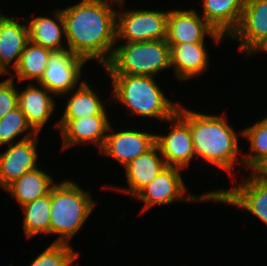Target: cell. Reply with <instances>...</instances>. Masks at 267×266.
<instances>
[{
  "label": "cell",
  "mask_w": 267,
  "mask_h": 266,
  "mask_svg": "<svg viewBox=\"0 0 267 266\" xmlns=\"http://www.w3.org/2000/svg\"><path fill=\"white\" fill-rule=\"evenodd\" d=\"M119 0H80L61 9L65 23L67 48L84 60L110 61L116 41Z\"/></svg>",
  "instance_id": "1"
},
{
  "label": "cell",
  "mask_w": 267,
  "mask_h": 266,
  "mask_svg": "<svg viewBox=\"0 0 267 266\" xmlns=\"http://www.w3.org/2000/svg\"><path fill=\"white\" fill-rule=\"evenodd\" d=\"M177 113L189 124L195 157L233 176L234 166H243L238 134L222 115L204 114L182 105ZM241 158H239L240 156ZM239 158V159H238Z\"/></svg>",
  "instance_id": "2"
},
{
  "label": "cell",
  "mask_w": 267,
  "mask_h": 266,
  "mask_svg": "<svg viewBox=\"0 0 267 266\" xmlns=\"http://www.w3.org/2000/svg\"><path fill=\"white\" fill-rule=\"evenodd\" d=\"M111 82V97L125 105L129 113L141 118H156L165 121L178 110L180 103H174L163 93L155 77L127 74H107Z\"/></svg>",
  "instance_id": "3"
},
{
  "label": "cell",
  "mask_w": 267,
  "mask_h": 266,
  "mask_svg": "<svg viewBox=\"0 0 267 266\" xmlns=\"http://www.w3.org/2000/svg\"><path fill=\"white\" fill-rule=\"evenodd\" d=\"M96 204L90 193L74 180L56 182L51 187L50 210V235H59L54 242L69 243Z\"/></svg>",
  "instance_id": "4"
},
{
  "label": "cell",
  "mask_w": 267,
  "mask_h": 266,
  "mask_svg": "<svg viewBox=\"0 0 267 266\" xmlns=\"http://www.w3.org/2000/svg\"><path fill=\"white\" fill-rule=\"evenodd\" d=\"M104 67L107 74L155 77L171 68L170 46L166 39L125 42L115 46L110 61Z\"/></svg>",
  "instance_id": "5"
},
{
  "label": "cell",
  "mask_w": 267,
  "mask_h": 266,
  "mask_svg": "<svg viewBox=\"0 0 267 266\" xmlns=\"http://www.w3.org/2000/svg\"><path fill=\"white\" fill-rule=\"evenodd\" d=\"M124 2L125 0H119L116 5L118 7L117 43L118 41L122 42V40L125 42H143L166 39L169 10L123 9Z\"/></svg>",
  "instance_id": "6"
},
{
  "label": "cell",
  "mask_w": 267,
  "mask_h": 266,
  "mask_svg": "<svg viewBox=\"0 0 267 266\" xmlns=\"http://www.w3.org/2000/svg\"><path fill=\"white\" fill-rule=\"evenodd\" d=\"M180 168L167 166L149 184L143 187L134 197L144 203L142 213L154 205H166L179 201L209 202L213 197L209 192L202 195H186V185ZM185 194V195H184Z\"/></svg>",
  "instance_id": "7"
},
{
  "label": "cell",
  "mask_w": 267,
  "mask_h": 266,
  "mask_svg": "<svg viewBox=\"0 0 267 266\" xmlns=\"http://www.w3.org/2000/svg\"><path fill=\"white\" fill-rule=\"evenodd\" d=\"M86 62L69 49L52 51L43 76L37 84L44 86L55 96L64 97L84 82L81 77Z\"/></svg>",
  "instance_id": "8"
},
{
  "label": "cell",
  "mask_w": 267,
  "mask_h": 266,
  "mask_svg": "<svg viewBox=\"0 0 267 266\" xmlns=\"http://www.w3.org/2000/svg\"><path fill=\"white\" fill-rule=\"evenodd\" d=\"M231 188L213 190V202L236 206L253 214L267 226V183L259 181L252 173Z\"/></svg>",
  "instance_id": "9"
},
{
  "label": "cell",
  "mask_w": 267,
  "mask_h": 266,
  "mask_svg": "<svg viewBox=\"0 0 267 266\" xmlns=\"http://www.w3.org/2000/svg\"><path fill=\"white\" fill-rule=\"evenodd\" d=\"M166 121L171 124L167 135L156 134L161 155L167 166L188 169L195 160L190 126L177 112Z\"/></svg>",
  "instance_id": "10"
},
{
  "label": "cell",
  "mask_w": 267,
  "mask_h": 266,
  "mask_svg": "<svg viewBox=\"0 0 267 266\" xmlns=\"http://www.w3.org/2000/svg\"><path fill=\"white\" fill-rule=\"evenodd\" d=\"M194 9H172L167 17V37L169 45L205 42L209 35L216 44L225 37L215 31Z\"/></svg>",
  "instance_id": "11"
},
{
  "label": "cell",
  "mask_w": 267,
  "mask_h": 266,
  "mask_svg": "<svg viewBox=\"0 0 267 266\" xmlns=\"http://www.w3.org/2000/svg\"><path fill=\"white\" fill-rule=\"evenodd\" d=\"M155 144V133L152 134L135 129H124L115 132L112 125H110L99 154L111 157L125 167L136 157L151 149Z\"/></svg>",
  "instance_id": "12"
},
{
  "label": "cell",
  "mask_w": 267,
  "mask_h": 266,
  "mask_svg": "<svg viewBox=\"0 0 267 266\" xmlns=\"http://www.w3.org/2000/svg\"><path fill=\"white\" fill-rule=\"evenodd\" d=\"M111 123L108 115H94L79 119H60L56 122L63 140V149L81 144H96L101 150Z\"/></svg>",
  "instance_id": "13"
},
{
  "label": "cell",
  "mask_w": 267,
  "mask_h": 266,
  "mask_svg": "<svg viewBox=\"0 0 267 266\" xmlns=\"http://www.w3.org/2000/svg\"><path fill=\"white\" fill-rule=\"evenodd\" d=\"M39 134L7 145L0 154V187L6 189L23 174L39 167L37 165V143Z\"/></svg>",
  "instance_id": "14"
},
{
  "label": "cell",
  "mask_w": 267,
  "mask_h": 266,
  "mask_svg": "<svg viewBox=\"0 0 267 266\" xmlns=\"http://www.w3.org/2000/svg\"><path fill=\"white\" fill-rule=\"evenodd\" d=\"M266 36L267 0H246L240 24L230 37L239 41L238 50L248 57Z\"/></svg>",
  "instance_id": "15"
},
{
  "label": "cell",
  "mask_w": 267,
  "mask_h": 266,
  "mask_svg": "<svg viewBox=\"0 0 267 266\" xmlns=\"http://www.w3.org/2000/svg\"><path fill=\"white\" fill-rule=\"evenodd\" d=\"M21 22L14 16L9 17L0 13V73L2 75L13 74L29 41L27 23ZM10 64L13 66L12 72L9 69Z\"/></svg>",
  "instance_id": "16"
},
{
  "label": "cell",
  "mask_w": 267,
  "mask_h": 266,
  "mask_svg": "<svg viewBox=\"0 0 267 266\" xmlns=\"http://www.w3.org/2000/svg\"><path fill=\"white\" fill-rule=\"evenodd\" d=\"M29 83L25 89H18V107L31 128L39 134L56 109L54 94L40 84ZM53 98V99H52Z\"/></svg>",
  "instance_id": "17"
},
{
  "label": "cell",
  "mask_w": 267,
  "mask_h": 266,
  "mask_svg": "<svg viewBox=\"0 0 267 266\" xmlns=\"http://www.w3.org/2000/svg\"><path fill=\"white\" fill-rule=\"evenodd\" d=\"M170 46V65L175 78L187 81L204 74L209 65L205 42L181 43Z\"/></svg>",
  "instance_id": "18"
},
{
  "label": "cell",
  "mask_w": 267,
  "mask_h": 266,
  "mask_svg": "<svg viewBox=\"0 0 267 266\" xmlns=\"http://www.w3.org/2000/svg\"><path fill=\"white\" fill-rule=\"evenodd\" d=\"M166 167L167 165L161 155L160 148L155 144L147 152L139 155L124 167L127 178L126 182H128L129 186L125 189L119 187L111 189L135 196Z\"/></svg>",
  "instance_id": "19"
},
{
  "label": "cell",
  "mask_w": 267,
  "mask_h": 266,
  "mask_svg": "<svg viewBox=\"0 0 267 266\" xmlns=\"http://www.w3.org/2000/svg\"><path fill=\"white\" fill-rule=\"evenodd\" d=\"M203 18L225 39L237 29L240 24L246 0H201Z\"/></svg>",
  "instance_id": "20"
},
{
  "label": "cell",
  "mask_w": 267,
  "mask_h": 266,
  "mask_svg": "<svg viewBox=\"0 0 267 266\" xmlns=\"http://www.w3.org/2000/svg\"><path fill=\"white\" fill-rule=\"evenodd\" d=\"M52 13V18L41 15L27 22L29 41L52 51L68 49L67 44L63 45L66 37L62 11L56 9Z\"/></svg>",
  "instance_id": "21"
},
{
  "label": "cell",
  "mask_w": 267,
  "mask_h": 266,
  "mask_svg": "<svg viewBox=\"0 0 267 266\" xmlns=\"http://www.w3.org/2000/svg\"><path fill=\"white\" fill-rule=\"evenodd\" d=\"M54 184V178L37 167L10 184L6 191L23 206L47 195Z\"/></svg>",
  "instance_id": "22"
},
{
  "label": "cell",
  "mask_w": 267,
  "mask_h": 266,
  "mask_svg": "<svg viewBox=\"0 0 267 266\" xmlns=\"http://www.w3.org/2000/svg\"><path fill=\"white\" fill-rule=\"evenodd\" d=\"M76 90V91H75ZM67 105L61 119H79L94 115H109L98 93L94 91L86 80L78 88L70 91Z\"/></svg>",
  "instance_id": "23"
},
{
  "label": "cell",
  "mask_w": 267,
  "mask_h": 266,
  "mask_svg": "<svg viewBox=\"0 0 267 266\" xmlns=\"http://www.w3.org/2000/svg\"><path fill=\"white\" fill-rule=\"evenodd\" d=\"M51 53L52 50L28 41L21 54L19 63L14 69L15 73L9 77L13 80H15L14 78H17L19 81L29 80L30 83L34 80L38 83L47 67L48 58Z\"/></svg>",
  "instance_id": "24"
},
{
  "label": "cell",
  "mask_w": 267,
  "mask_h": 266,
  "mask_svg": "<svg viewBox=\"0 0 267 266\" xmlns=\"http://www.w3.org/2000/svg\"><path fill=\"white\" fill-rule=\"evenodd\" d=\"M23 210V228L27 239L40 233L50 234L51 189L49 193L21 206Z\"/></svg>",
  "instance_id": "25"
},
{
  "label": "cell",
  "mask_w": 267,
  "mask_h": 266,
  "mask_svg": "<svg viewBox=\"0 0 267 266\" xmlns=\"http://www.w3.org/2000/svg\"><path fill=\"white\" fill-rule=\"evenodd\" d=\"M249 141L248 155H242L243 166L253 169L260 161L267 157V116L253 125L245 127L240 132Z\"/></svg>",
  "instance_id": "26"
},
{
  "label": "cell",
  "mask_w": 267,
  "mask_h": 266,
  "mask_svg": "<svg viewBox=\"0 0 267 266\" xmlns=\"http://www.w3.org/2000/svg\"><path fill=\"white\" fill-rule=\"evenodd\" d=\"M22 134L24 136H22ZM20 135L22 138L19 140L17 137ZM35 135H37V133L28 124L25 115L19 107L9 111L0 119V146L13 144Z\"/></svg>",
  "instance_id": "27"
},
{
  "label": "cell",
  "mask_w": 267,
  "mask_h": 266,
  "mask_svg": "<svg viewBox=\"0 0 267 266\" xmlns=\"http://www.w3.org/2000/svg\"><path fill=\"white\" fill-rule=\"evenodd\" d=\"M79 255L70 243L53 242L29 266H75Z\"/></svg>",
  "instance_id": "28"
},
{
  "label": "cell",
  "mask_w": 267,
  "mask_h": 266,
  "mask_svg": "<svg viewBox=\"0 0 267 266\" xmlns=\"http://www.w3.org/2000/svg\"><path fill=\"white\" fill-rule=\"evenodd\" d=\"M10 77L0 82V119L18 107V88Z\"/></svg>",
  "instance_id": "29"
},
{
  "label": "cell",
  "mask_w": 267,
  "mask_h": 266,
  "mask_svg": "<svg viewBox=\"0 0 267 266\" xmlns=\"http://www.w3.org/2000/svg\"><path fill=\"white\" fill-rule=\"evenodd\" d=\"M252 174L261 182L267 183V157H265L262 161H260L250 173Z\"/></svg>",
  "instance_id": "30"
},
{
  "label": "cell",
  "mask_w": 267,
  "mask_h": 266,
  "mask_svg": "<svg viewBox=\"0 0 267 266\" xmlns=\"http://www.w3.org/2000/svg\"><path fill=\"white\" fill-rule=\"evenodd\" d=\"M264 51L267 52V36L262 40V42L249 54V55H255L257 52Z\"/></svg>",
  "instance_id": "31"
}]
</instances>
